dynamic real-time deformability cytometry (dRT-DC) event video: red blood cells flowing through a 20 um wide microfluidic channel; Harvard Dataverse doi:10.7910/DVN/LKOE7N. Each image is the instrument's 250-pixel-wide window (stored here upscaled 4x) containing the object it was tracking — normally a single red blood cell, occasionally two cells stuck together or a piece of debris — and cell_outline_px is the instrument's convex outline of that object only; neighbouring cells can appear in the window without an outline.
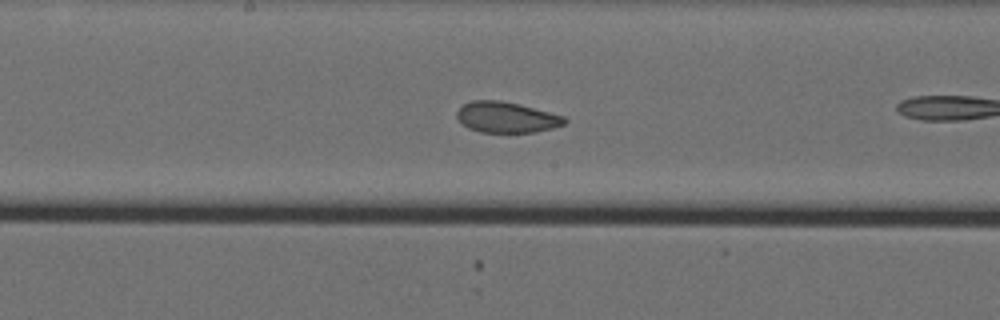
{"species": "Egyptian fruit bat (a non-hibernating species)", "species_latin": "Rousettus aegyptiacus", "temperature_condition": "cold", "stored_images_in_passage": 41, "camera_frame_rate_fps": 3000, "um_per_image_px": 0.085, "animal": {"sex": "female"}, "frame": {"image": 1, "passage_image": 30, "time_ms": 9.667, "image_size_px": [1000, 320], "cell_outline_px": [[568, 120], [564, 124], [552, 128], [536, 132], [480, 132], [468, 128], [456, 116], [456, 112], [464, 104], [472, 100], [500, 100], [520, 104], [564, 116]], "centroid_in_image_um": [43.06, 9.96], "position_along_channel_um": 205.1, "area_um2": 19.25}}